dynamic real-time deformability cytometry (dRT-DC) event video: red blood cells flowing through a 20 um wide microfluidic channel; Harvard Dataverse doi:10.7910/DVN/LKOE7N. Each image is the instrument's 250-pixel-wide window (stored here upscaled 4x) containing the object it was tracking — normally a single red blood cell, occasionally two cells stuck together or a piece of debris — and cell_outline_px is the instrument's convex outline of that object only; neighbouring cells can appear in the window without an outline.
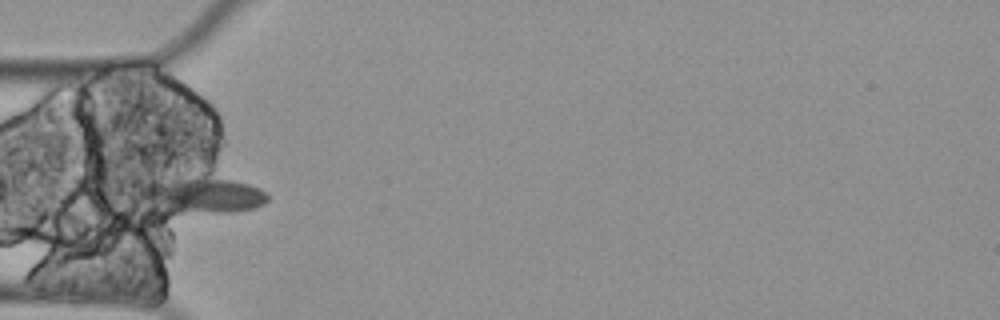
{"species": "Egyptian fruit bat (a non-hibernating species)", "species_latin": "Rousettus aegyptiacus", "temperature_condition": "cold", "stored_images_in_passage": 10, "camera_frame_rate_fps": 3000, "um_per_image_px": 0.085, "animal": {"sex": "female"}, "frame": {"image": 1, "passage_image": 4, "time_ms": 1.0, "image_size_px": [1000, 320], "cell_outline_px": [[268, 200], [264, 204], [252, 208], [232, 212], [168, 216], [148, 208], [140, 196], [140, 188], [148, 180], [204, 172], [248, 184], [260, 188], [268, 196]], "centroid_in_image_um": [17.0, 16.57], "position_along_channel_um": 68.0, "area_um2": 29.65}}
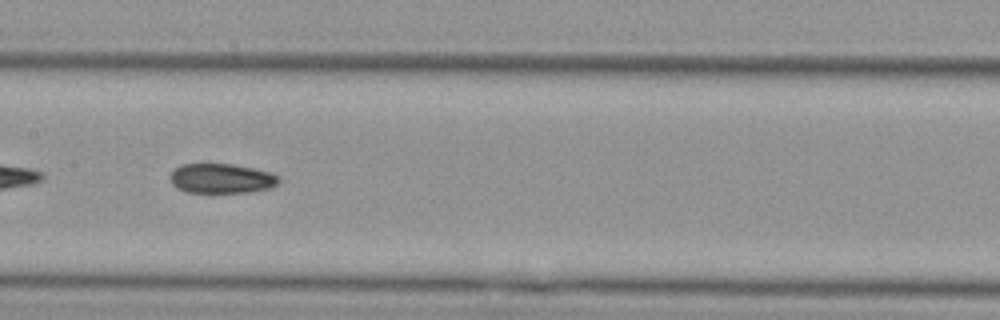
{"frame": {"image": 2, "passage_image": 7, "time_ms": 2.0, "image_size_px": [1000, 320], "cell_outline_px": [[280, 180], [272, 188], [248, 192], [184, 192], [176, 188], [172, 184], [172, 172], [180, 164], [232, 164], [272, 172], [280, 176]], "centroid_in_image_um": [18.86, 15.17], "position_along_channel_um": 188.5, "area_um2": 18.79}}
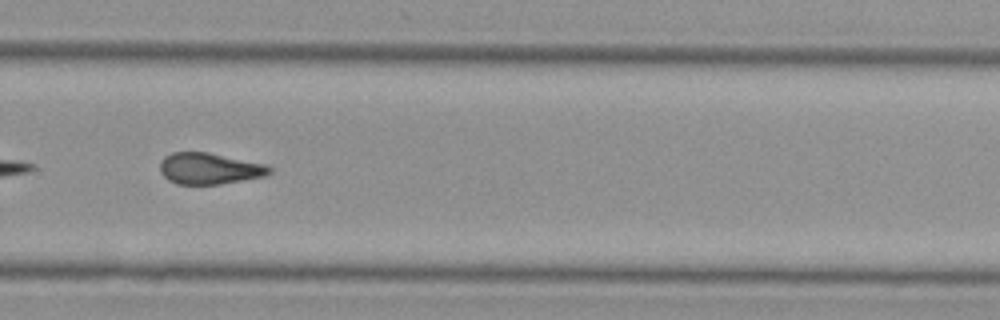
{"frame": {"image": 3, "passage_image": 10, "time_ms": 3.0, "image_size_px": [1000, 320], "cell_outline_px": [[272, 172], [264, 176], [220, 184], [176, 184], [168, 180], [160, 172], [160, 160], [164, 156], [172, 152], [208, 152], [268, 164], [272, 168]], "centroid_in_image_um": [17.8, 14.32], "position_along_channel_um": 312.0, "area_um2": 20.17}}